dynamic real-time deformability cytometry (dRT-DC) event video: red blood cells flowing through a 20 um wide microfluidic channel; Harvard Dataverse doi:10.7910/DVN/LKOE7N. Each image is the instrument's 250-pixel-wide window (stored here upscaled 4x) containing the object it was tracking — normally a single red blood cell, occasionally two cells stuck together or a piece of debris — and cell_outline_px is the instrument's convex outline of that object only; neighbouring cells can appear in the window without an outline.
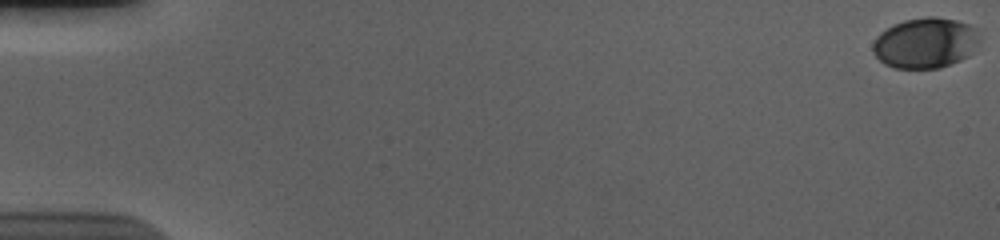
{"species": "human", "species_latin": "Homo sapiens", "temperature_condition": "cold", "stored_images_in_passage": 58, "camera_frame_rate_fps": 3000, "um_per_image_px": 0.085, "donor": {"sex": "male"}, "frame": {"image": 1, "passage_image": 1, "time_ms": 0.0, "image_size_px": [1000, 240], "cell_outline_px": [[980, 40], [968, 56], [960, 60], [940, 68], [896, 68], [884, 64], [872, 52], [872, 44], [876, 36], [880, 32], [904, 20], [928, 16], [936, 16], [956, 20], [968, 24], [976, 28], [980, 36]], "centroid_in_image_um": [78.65, 3.64], "position_along_channel_um": 6.3, "area_um2": 31.5}}
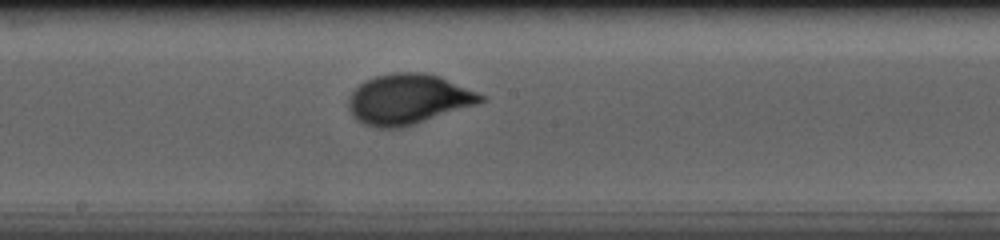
{"frame": {"image": 2, "passage_image": 33, "time_ms": 10.667, "image_size_px": [1000, 240], "cell_outline_px": [[488, 100], [404, 128], [376, 128], [364, 124], [356, 120], [352, 116], [348, 108], [348, 96], [364, 80], [376, 76], [396, 72], [424, 72], [440, 76], [476, 92], [484, 96]], "centroid_in_image_um": [34.66, 8.44], "position_along_channel_um": 213.5, "area_um2": 38.84}}
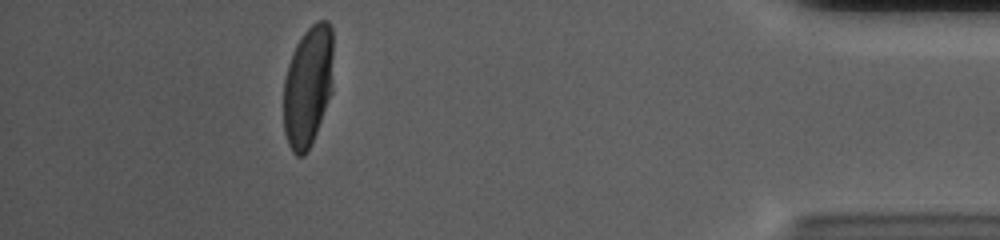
{"frame": {"image": 3, "passage_image": 53, "time_ms": 17.333, "image_size_px": [1000, 240], "cell_outline_px": [[332, 92], [316, 132], [304, 156], [296, 156], [292, 152], [288, 144], [284, 132], [284, 80], [288, 64], [292, 52], [296, 44], [304, 32], [316, 20], [328, 20], [332, 28]], "centroid_in_image_um": [26.17, 7.3], "position_along_channel_um": 409.0, "area_um2": 35.14}, "authors_computed_cell_mechanics": {"area_um2": 35.9516, "velocity_mm_per_s": 3.6684, "shape_relaxation_time_tau1_ms": 2.9804, "shape_relaxation_time_tau2_ms": null, "deformation_change_tau1": 0.1615, "deformation_change_tau2": null}}